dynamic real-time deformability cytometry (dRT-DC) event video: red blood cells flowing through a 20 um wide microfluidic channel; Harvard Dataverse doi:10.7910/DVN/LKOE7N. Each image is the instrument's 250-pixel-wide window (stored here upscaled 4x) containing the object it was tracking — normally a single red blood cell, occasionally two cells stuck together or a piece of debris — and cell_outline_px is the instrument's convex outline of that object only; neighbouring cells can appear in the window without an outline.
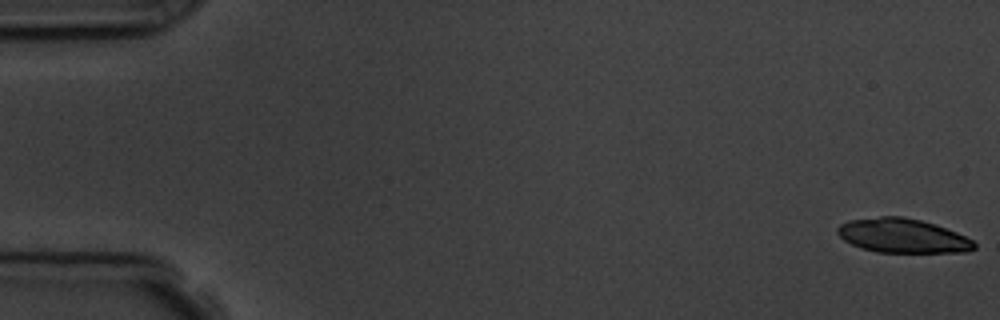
{"species": "common noctule bat (a hibernating species)", "species_latin": "Nyctalus noctula", "temperature_condition": "room temperature", "stored_images_in_passage": 5, "camera_frame_rate_fps": 3000, "um_per_image_px": 0.085, "animal": {"sex": "male", "body_mass_g": 19.5, "forearm_length_mm": 54.6}, "frame": {"image": 1, "passage_image": 1, "time_ms": 0.0, "image_size_px": [1000, 320], "cell_outline_px": [[976, 248], [968, 252], [876, 252], [860, 248], [844, 240], [836, 232], [836, 228], [840, 224], [848, 220], [880, 216], [900, 216], [920, 220], [936, 224], [956, 232], [972, 240], [976, 244]], "centroid_in_image_um": [76.7, 20.03], "position_along_channel_um": 8.3, "area_um2": 27.34}}
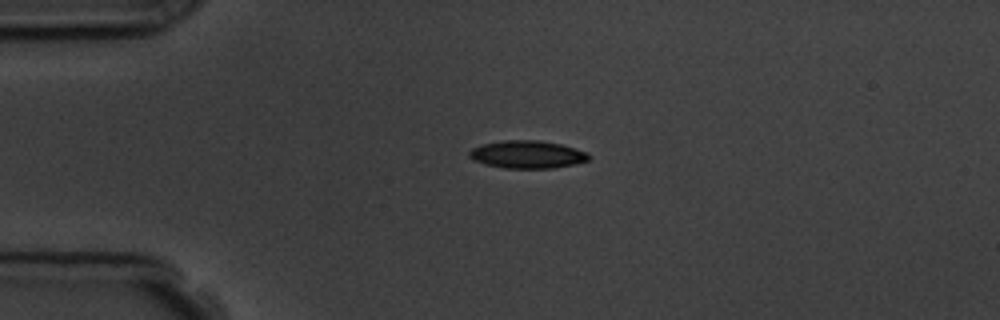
{"frame": {"image": 2, "passage_image": 5, "time_ms": 6.333, "image_size_px": [1000, 320], "cell_outline_px": [[588, 160], [576, 164], [552, 168], [504, 168], [484, 164], [472, 160], [468, 156], [468, 152], [472, 148], [484, 144], [504, 140], [540, 140], [560, 144], [588, 152]], "centroid_in_image_um": [44.79, 13.13], "position_along_channel_um": 40.2, "area_um2": 19.31}}